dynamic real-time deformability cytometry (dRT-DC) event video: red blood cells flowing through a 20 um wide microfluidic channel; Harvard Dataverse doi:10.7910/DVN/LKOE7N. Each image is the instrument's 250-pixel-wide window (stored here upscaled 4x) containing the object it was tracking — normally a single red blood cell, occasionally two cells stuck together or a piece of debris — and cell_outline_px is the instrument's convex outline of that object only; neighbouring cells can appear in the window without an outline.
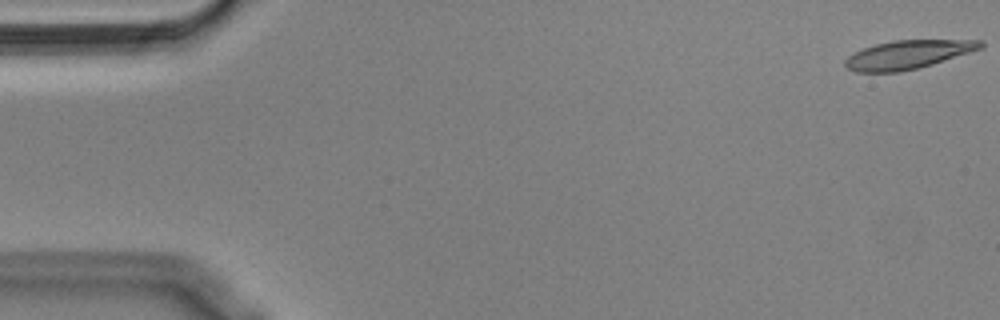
{"species": "Egyptian fruit bat (a non-hibernating species)", "species_latin": "Rousettus aegyptiacus", "temperature_condition": "cold", "stored_images_in_passage": 55, "camera_frame_rate_fps": 3000, "um_per_image_px": 0.085, "animal": {"sex": "male"}, "frame": {"image": 1, "passage_image": 1, "time_ms": 0.0, "image_size_px": [1000, 320], "cell_outline_px": [[984, 48], [932, 64], [900, 72], [856, 72], [848, 68], [844, 64], [844, 60], [848, 56], [864, 48], [876, 44], [892, 40], [984, 40]], "centroid_in_image_um": [77.2, 4.64], "position_along_channel_um": 7.8, "area_um2": 22.48}}
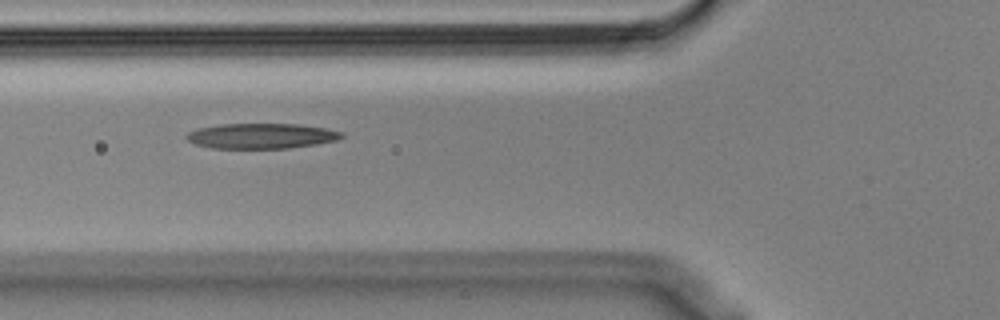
{"frame": {"image": 2, "passage_image": 20, "time_ms": 6.333, "image_size_px": [1000, 320], "cell_outline_px": [[344, 136], [336, 140], [316, 144], [288, 148], [212, 148], [196, 144], [188, 140], [184, 136], [188, 132], [196, 128], [220, 124], [296, 124], [324, 128], [344, 132]], "centroid_in_image_um": [22.19, 11.55], "position_along_channel_um": 103.6, "area_um2": 22.77}}
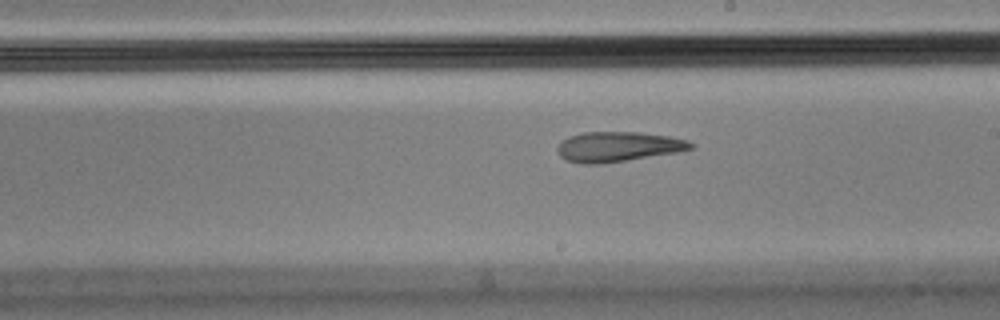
{"frame": {"image": 3, "passage_image": 31, "time_ms": 10.0, "image_size_px": [1000, 320], "cell_outline_px": [[696, 144], [692, 148], [676, 152], [600, 164], [584, 164], [564, 160], [560, 156], [556, 148], [568, 136], [580, 132], [640, 132], [668, 136], [688, 140]], "centroid_in_image_um": [52.51, 12.46], "position_along_channel_um": 236.5, "area_um2": 23.24}, "authors_computed_cell_mechanics": {"area_um2": 23.698, "velocity_mm_per_s": 3.6149, "shape_relaxation_time_tau1_ms": null, "shape_relaxation_time_tau2_ms": 9.7086, "deformation_change_tau1": null, "deformation_change_tau2": 0.1852}}